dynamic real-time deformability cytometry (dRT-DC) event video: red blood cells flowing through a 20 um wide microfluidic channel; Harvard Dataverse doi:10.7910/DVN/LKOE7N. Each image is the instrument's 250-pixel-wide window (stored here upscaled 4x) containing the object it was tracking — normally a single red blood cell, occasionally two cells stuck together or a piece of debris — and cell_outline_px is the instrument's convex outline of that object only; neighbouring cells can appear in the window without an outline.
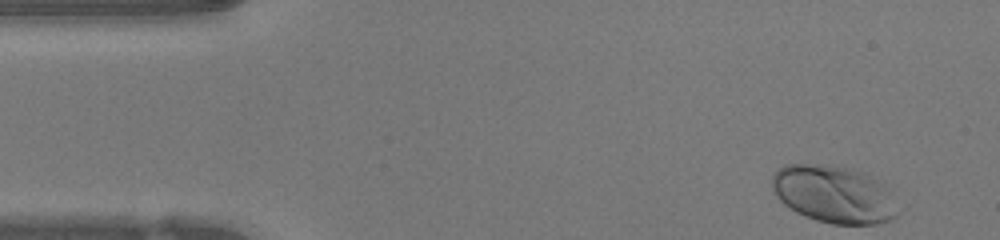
{"species": "human", "species_latin": "Homo sapiens", "temperature_condition": "warm", "stored_images_in_passage": 37, "camera_frame_rate_fps": 3000, "um_per_image_px": 0.085, "donor": {"sex": "female"}, "frame": {"image": 1, "passage_image": 1, "time_ms": 0.0, "image_size_px": [1000, 240], "cell_outline_px": [[896, 216], [888, 220], [876, 224], [832, 224], [816, 220], [804, 216], [796, 212], [784, 204], [772, 192], [772, 176], [784, 164], [820, 164], [852, 168], [864, 172], [872, 176], [884, 184], [888, 192]], "centroid_in_image_um": [70.8, 16.49], "position_along_channel_um": 14.2, "area_um2": 41.79}}
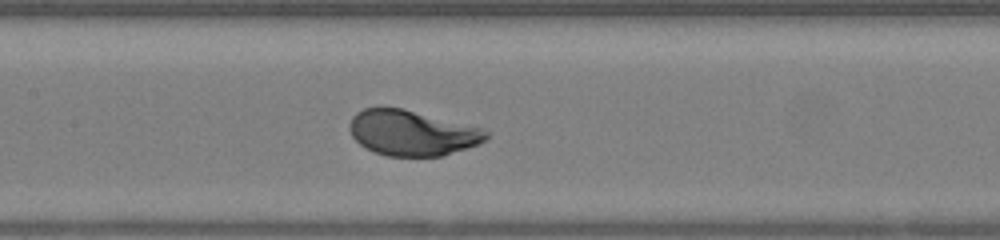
{"frame": {"image": 2, "passage_image": 19, "time_ms": 6.0, "image_size_px": [1000, 240], "cell_outline_px": [[488, 136], [480, 144], [440, 156], [388, 156], [364, 148], [352, 136], [348, 128], [348, 124], [352, 116], [356, 112], [364, 108], [400, 108], [484, 128], [488, 132]], "centroid_in_image_um": [35.0, 11.3], "position_along_channel_um": 172.4, "area_um2": 35.95}}
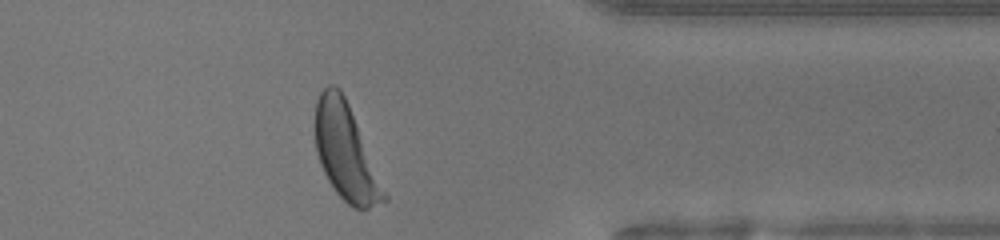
{"frame": {"image": 3, "passage_image": 35, "time_ms": 11.333, "image_size_px": [1000, 240], "cell_outline_px": [[388, 200], [368, 208], [352, 208], [336, 192], [328, 180], [320, 164], [316, 152], [316, 100], [320, 92], [328, 84], [336, 84], [340, 88], [348, 104], [388, 196]], "centroid_in_image_um": [29.37, 12.93], "position_along_channel_um": 382.0, "area_um2": 37.8}, "authors_computed_cell_mechanics": {"area_um2": 36.7608, "velocity_mm_per_s": 4.2495, "shape_relaxation_time_tau1_ms": 1.8241, "shape_relaxation_time_tau2_ms": null, "deformation_change_tau1": 0.147, "deformation_change_tau2": null}}